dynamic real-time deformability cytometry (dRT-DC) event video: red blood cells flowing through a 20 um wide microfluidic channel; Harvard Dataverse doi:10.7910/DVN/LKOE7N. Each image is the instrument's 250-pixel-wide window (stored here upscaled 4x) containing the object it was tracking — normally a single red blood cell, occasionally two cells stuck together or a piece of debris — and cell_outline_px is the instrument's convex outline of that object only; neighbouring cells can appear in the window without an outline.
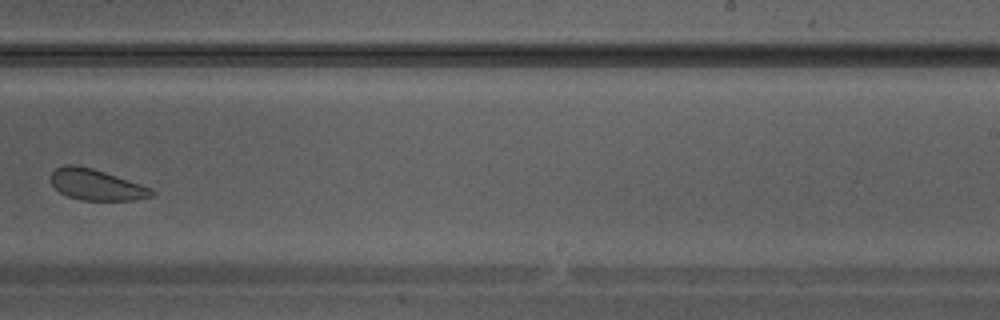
{"species": "Egyptian fruit bat (a non-hibernating species)", "species_latin": "Rousettus aegyptiacus", "temperature_condition": "warm", "stored_images_in_passage": 31, "camera_frame_rate_fps": 3000, "um_per_image_px": 0.085, "animal": {"sex": "male"}, "frame": {"image": 1, "passage_image": 18, "time_ms": 5.667, "image_size_px": [1000, 320], "cell_outline_px": [[156, 192], [152, 196], [132, 200], [80, 200], [68, 196], [60, 192], [48, 180], [48, 176], [56, 168], [64, 164], [76, 164], [92, 168], [152, 188]], "centroid_in_image_um": [8.13, 15.69], "position_along_channel_um": 280.9, "area_um2": 18.26}}